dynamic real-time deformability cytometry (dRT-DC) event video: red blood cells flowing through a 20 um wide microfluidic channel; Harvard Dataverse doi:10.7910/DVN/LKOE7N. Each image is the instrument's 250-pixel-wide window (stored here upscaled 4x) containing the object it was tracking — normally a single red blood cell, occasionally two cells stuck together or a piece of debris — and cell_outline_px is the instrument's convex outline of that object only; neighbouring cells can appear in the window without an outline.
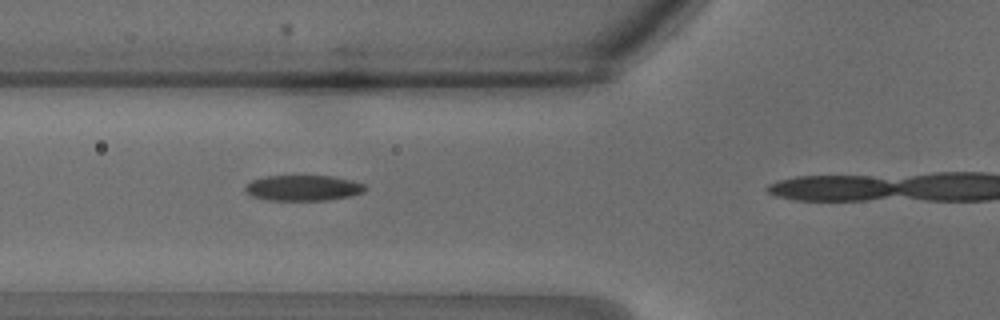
{"species": "common noctule bat (a hibernating species)", "species_latin": "Nyctalus noctula", "temperature_condition": "warm", "stored_images_in_passage": 4, "camera_frame_rate_fps": 3000, "um_per_image_px": 0.085, "animal": {"sex": "male", "body_mass_g": 18.8}, "frame": {"image": 1, "passage_image": 3, "time_ms": 0.667, "image_size_px": [1000, 320], "cell_outline_px": [[368, 188], [364, 192], [348, 196], [324, 200], [268, 200], [252, 196], [244, 188], [244, 184], [252, 180], [268, 176], [332, 176], [352, 180], [364, 184]], "centroid_in_image_um": [25.77, 15.97], "position_along_channel_um": 100.0, "area_um2": 17.8}}